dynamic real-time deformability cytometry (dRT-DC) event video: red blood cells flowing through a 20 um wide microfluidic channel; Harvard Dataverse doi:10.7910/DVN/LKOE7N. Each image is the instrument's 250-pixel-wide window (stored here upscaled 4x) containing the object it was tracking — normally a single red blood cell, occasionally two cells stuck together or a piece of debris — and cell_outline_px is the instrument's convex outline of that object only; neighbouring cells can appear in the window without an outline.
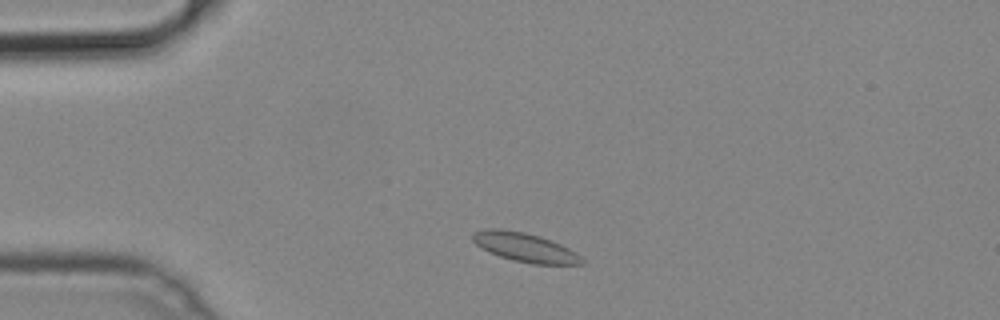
{"species": "common noctule bat (a hibernating species)", "species_latin": "Nyctalus noctula", "temperature_condition": "cold", "stored_images_in_passage": 11, "camera_frame_rate_fps": 3000, "um_per_image_px": 0.085, "animal": {"sex": "male", "body_mass_g": 19.2, "forearm_length_mm": 51.8}, "frame": {"image": 1, "passage_image": 5, "time_ms": 1.333, "image_size_px": [1000, 320], "cell_outline_px": [[584, 264], [532, 264], [512, 260], [488, 252], [476, 244], [472, 240], [472, 232], [484, 228], [500, 228], [524, 232], [540, 236], [560, 244], [576, 252], [584, 260]], "centroid_in_image_um": [44.58, 21.01], "position_along_channel_um": 40.4, "area_um2": 18.55}}
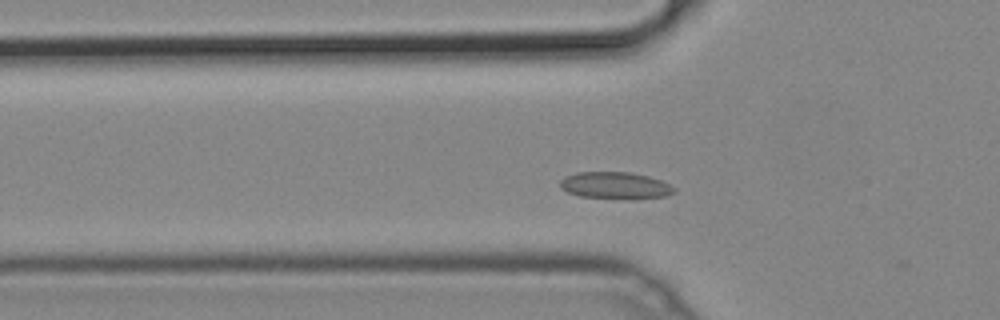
{"frame": {"image": 2, "passage_image": 10, "time_ms": 3.0, "image_size_px": [1000, 320], "cell_outline_px": [[676, 192], [668, 196], [580, 196], [568, 192], [560, 188], [560, 180], [564, 176], [576, 172], [628, 172], [648, 176], [660, 180], [676, 188]], "centroid_in_image_um": [52.24, 15.7], "position_along_channel_um": 73.6, "area_um2": 16.94}}